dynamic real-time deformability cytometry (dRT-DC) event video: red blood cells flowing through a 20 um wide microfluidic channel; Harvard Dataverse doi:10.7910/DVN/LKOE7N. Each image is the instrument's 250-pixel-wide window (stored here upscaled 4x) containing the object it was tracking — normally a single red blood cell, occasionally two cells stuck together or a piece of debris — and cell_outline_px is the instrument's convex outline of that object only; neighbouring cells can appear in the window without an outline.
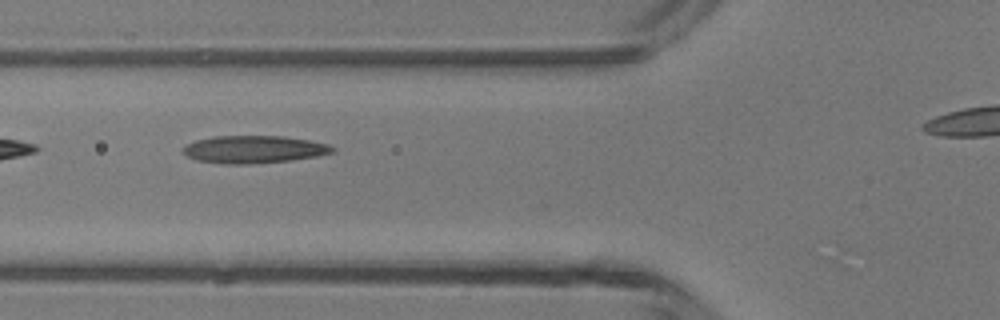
{"species": "common noctule bat (a hibernating species)", "species_latin": "Nyctalus noctula", "temperature_condition": "room temperature", "stored_images_in_passage": 4, "camera_frame_rate_fps": 3000, "um_per_image_px": 0.085, "animal": {"sex": "male", "body_mass_g": 13.3}, "frame": {"image": 1, "passage_image": 4, "time_ms": 4.333, "image_size_px": [1000, 320], "cell_outline_px": [[336, 152], [316, 156], [288, 160], [248, 164], [228, 164], [196, 160], [188, 156], [180, 148], [196, 140], [212, 136], [284, 136], [308, 140], [328, 144], [336, 148]], "centroid_in_image_um": [21.58, 12.69], "position_along_channel_um": 104.2, "area_um2": 23.87}}